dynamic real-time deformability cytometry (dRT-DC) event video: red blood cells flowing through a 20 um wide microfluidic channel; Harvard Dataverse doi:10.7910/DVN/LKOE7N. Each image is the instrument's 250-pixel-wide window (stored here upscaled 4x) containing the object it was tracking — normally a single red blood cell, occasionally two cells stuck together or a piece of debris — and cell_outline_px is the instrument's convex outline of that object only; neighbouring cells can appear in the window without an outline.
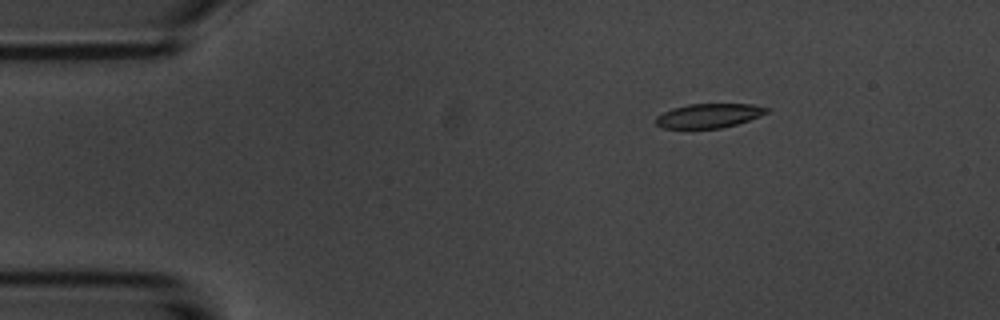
{"species": "common noctule bat (a hibernating species)", "species_latin": "Nyctalus noctula", "temperature_condition": "room temperature", "stored_images_in_passage": 3, "camera_frame_rate_fps": 3000, "um_per_image_px": 0.085, "animal": {"sex": "male", "body_mass_g": 20.1, "forearm_length_mm": 53.5}, "frame": {"image": 1, "passage_image": 1, "time_ms": 0.0, "image_size_px": [1000, 320], "cell_outline_px": [[768, 112], [760, 116], [736, 124], [720, 128], [664, 128], [656, 124], [656, 116], [672, 108], [688, 104], [752, 104], [768, 108]], "centroid_in_image_um": [60.24, 9.83], "position_along_channel_um": 24.8, "area_um2": 15.49}}
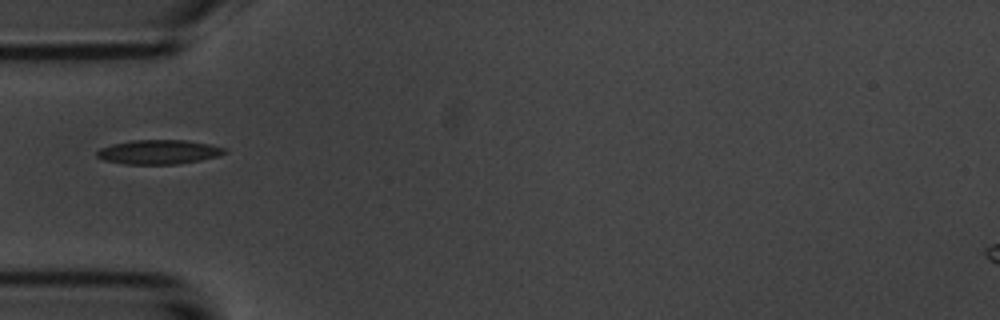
{"frame": {"image": 2, "passage_image": 3, "time_ms": 3.0, "image_size_px": [1000, 320], "cell_outline_px": [[228, 152], [220, 156], [180, 164], [124, 164], [104, 160], [96, 156], [96, 152], [100, 148], [112, 144], [132, 140], [188, 140], [208, 144], [224, 148]], "centroid_in_image_um": [13.5, 12.92], "position_along_channel_um": 71.5, "area_um2": 18.15}}